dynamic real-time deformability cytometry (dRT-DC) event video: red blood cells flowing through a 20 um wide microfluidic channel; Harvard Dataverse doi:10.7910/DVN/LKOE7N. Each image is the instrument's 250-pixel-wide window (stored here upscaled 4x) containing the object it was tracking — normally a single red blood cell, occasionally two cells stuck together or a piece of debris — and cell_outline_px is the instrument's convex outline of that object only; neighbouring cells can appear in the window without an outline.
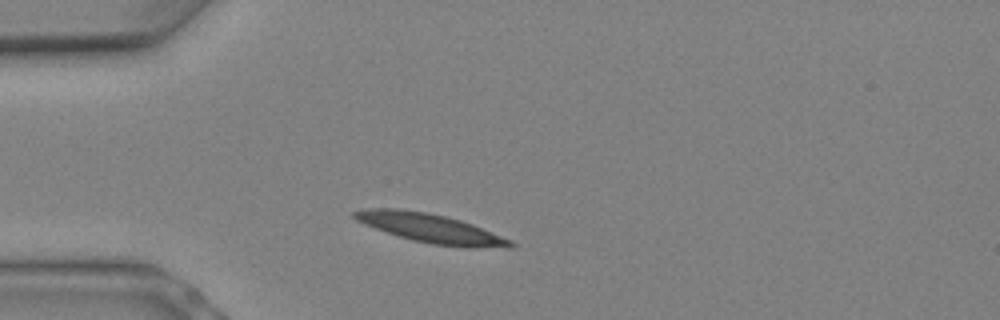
{"species": "Egyptian fruit bat (a non-hibernating species)", "species_latin": "Rousettus aegyptiacus", "temperature_condition": "warm", "stored_images_in_passage": 4, "camera_frame_rate_fps": 3000, "um_per_image_px": 0.085, "animal": {"sex": "female"}, "frame": {"image": 1, "passage_image": 2, "time_ms": 0.333, "image_size_px": [1000, 320], "cell_outline_px": [[516, 244], [512, 248], [472, 248], [432, 244], [412, 240], [376, 228], [356, 220], [352, 216], [352, 212], [368, 208], [400, 208], [428, 212], [460, 220], [472, 224], [512, 240]], "centroid_in_image_um": [36.65, 19.41], "position_along_channel_um": 48.3, "area_um2": 26.3}}
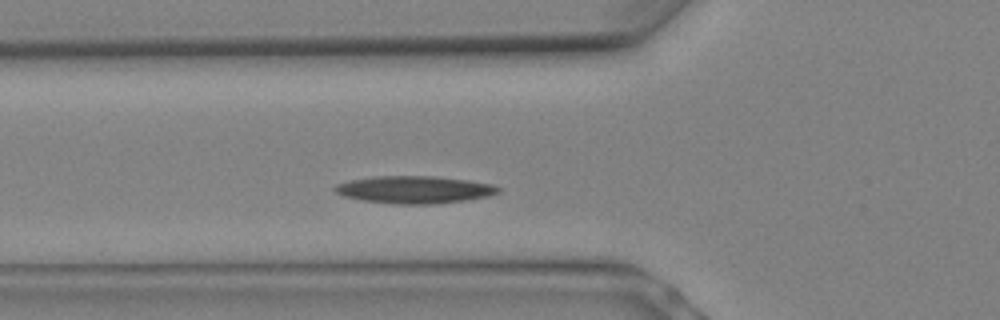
{"frame": {"image": 2, "passage_image": 4, "time_ms": 1.0, "image_size_px": [1000, 320], "cell_outline_px": [[500, 192], [488, 196], [464, 200], [436, 204], [396, 204], [360, 200], [344, 196], [336, 192], [332, 188], [336, 184], [348, 180], [376, 176], [436, 176], [468, 180], [492, 184], [500, 188]], "centroid_in_image_um": [35.2, 16.12], "position_along_channel_um": 90.6, "area_um2": 26.18}}